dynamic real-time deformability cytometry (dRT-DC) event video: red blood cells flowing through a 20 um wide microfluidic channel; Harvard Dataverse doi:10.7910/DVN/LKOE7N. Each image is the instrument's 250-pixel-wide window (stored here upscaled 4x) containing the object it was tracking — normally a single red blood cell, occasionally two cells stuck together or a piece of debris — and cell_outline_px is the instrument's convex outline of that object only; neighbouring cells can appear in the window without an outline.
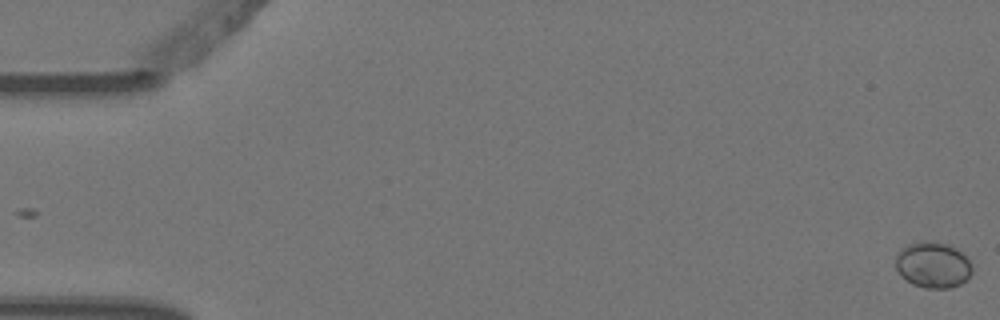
{"species": "Egyptian fruit bat (a non-hibernating species)", "species_latin": "Rousettus aegyptiacus", "temperature_condition": "warm", "stored_images_in_passage": 6, "camera_frame_rate_fps": 3000, "um_per_image_px": 0.085, "animal": {"sex": "female"}, "frame": {"image": 1, "passage_image": 1, "time_ms": 0.0, "image_size_px": [1000, 320], "cell_outline_px": [[972, 272], [960, 284], [952, 288], [924, 288], [912, 284], [900, 276], [896, 268], [896, 256], [908, 244], [932, 240], [948, 244], [956, 248], [972, 264]], "centroid_in_image_um": [79.29, 22.53], "position_along_channel_um": 5.7, "area_um2": 20.4}}